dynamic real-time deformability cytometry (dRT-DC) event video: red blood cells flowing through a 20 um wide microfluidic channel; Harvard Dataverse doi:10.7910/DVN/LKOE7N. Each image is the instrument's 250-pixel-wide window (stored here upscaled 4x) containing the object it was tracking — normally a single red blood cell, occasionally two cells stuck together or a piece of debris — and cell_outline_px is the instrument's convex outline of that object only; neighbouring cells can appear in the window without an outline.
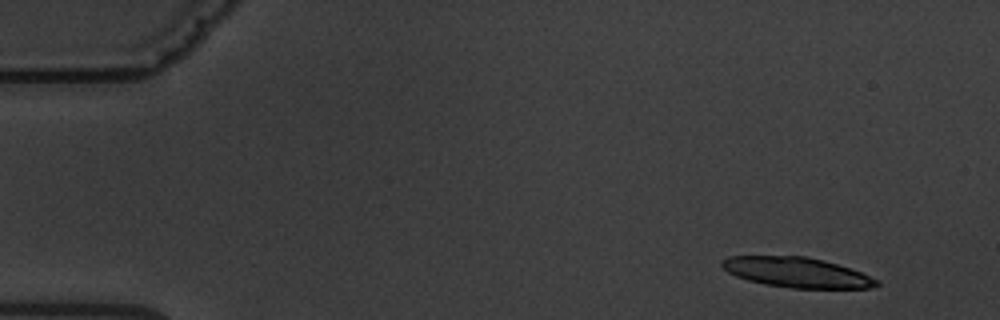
{"species": "common noctule bat (a hibernating species)", "species_latin": "Nyctalus noctula", "temperature_condition": "warm", "stored_images_in_passage": 9, "camera_frame_rate_fps": 3000, "um_per_image_px": 0.085, "animal": {"sex": "male", "body_mass_g": 19.5, "forearm_length_mm": 54.6}, "frame": {"image": 1, "passage_image": 1, "time_ms": 0.0, "image_size_px": [1000, 320], "cell_outline_px": [[880, 284], [872, 288], [792, 288], [764, 284], [748, 280], [736, 276], [728, 272], [720, 264], [720, 260], [728, 256], [808, 256], [824, 260], [860, 272], [880, 280]], "centroid_in_image_um": [67.71, 23.15], "position_along_channel_um": 17.3, "area_um2": 27.11}}
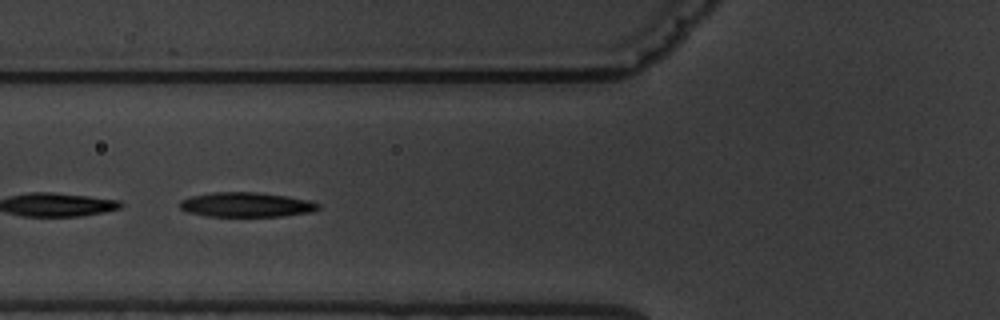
{"frame": {"image": 2, "passage_image": 6, "time_ms": 5.667, "image_size_px": [1000, 320], "cell_outline_px": [[320, 208], [312, 212], [284, 216], [208, 216], [188, 212], [180, 208], [176, 204], [180, 200], [192, 196], [212, 192], [256, 192], [288, 196], [312, 200], [320, 204]], "centroid_in_image_um": [20.96, 17.39], "position_along_channel_um": 104.8, "area_um2": 20.11}}
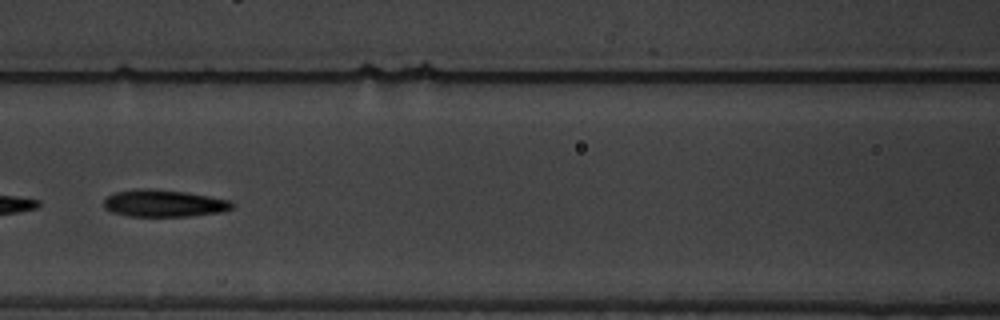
{"frame": {"image": 3, "passage_image": 7, "time_ms": 7.0, "image_size_px": [1000, 320], "cell_outline_px": [[236, 204], [232, 208], [220, 212], [188, 216], [128, 216], [112, 212], [104, 208], [104, 200], [108, 196], [116, 192], [140, 188], [148, 188], [188, 192], [232, 200]], "centroid_in_image_um": [13.96, 17.27], "position_along_channel_um": 152.6, "area_um2": 20.35}}